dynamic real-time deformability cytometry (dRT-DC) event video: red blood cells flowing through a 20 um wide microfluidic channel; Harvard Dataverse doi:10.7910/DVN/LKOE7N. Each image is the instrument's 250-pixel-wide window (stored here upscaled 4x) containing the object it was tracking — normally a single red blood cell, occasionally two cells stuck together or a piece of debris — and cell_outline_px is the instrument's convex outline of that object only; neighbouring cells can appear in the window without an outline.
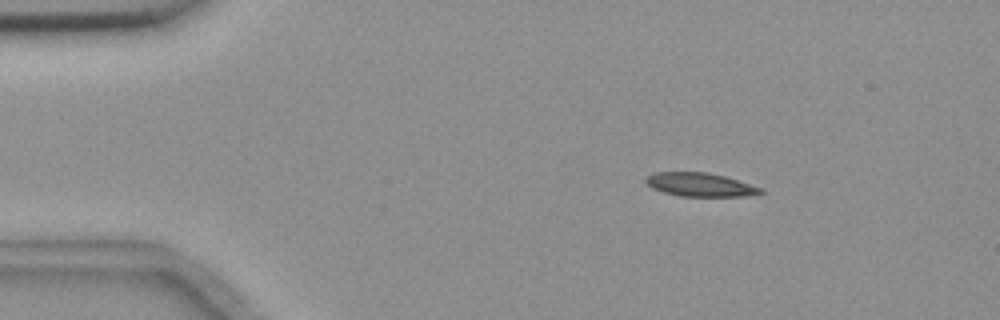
{"species": "common noctule bat (a hibernating species)", "species_latin": "Nyctalus noctula", "temperature_condition": "room temperature", "stored_images_in_passage": 55, "camera_frame_rate_fps": 3000, "um_per_image_px": 0.085, "animal": {"sex": "female", "body_mass_g": 18.4}, "frame": {"image": 1, "passage_image": 8, "time_ms": 2.333, "image_size_px": [1000, 320], "cell_outline_px": [[764, 192], [744, 196], [680, 196], [664, 192], [652, 188], [644, 180], [648, 176], [656, 172], [708, 172], [724, 176], [764, 188]], "centroid_in_image_um": [59.52, 15.69], "position_along_channel_um": 25.5, "area_um2": 15.66}}
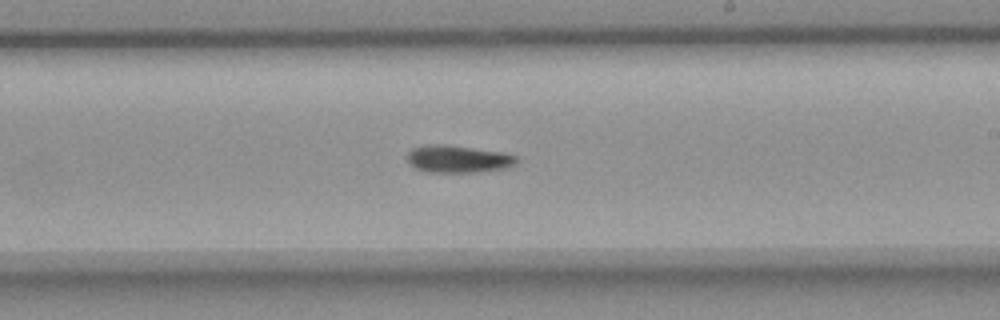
{"frame": {"image": 2, "passage_image": 32, "time_ms": 10.333, "image_size_px": [1000, 320], "cell_outline_px": [[520, 160], [516, 164], [508, 168], [476, 172], [428, 172], [416, 168], [408, 164], [408, 152], [412, 148], [424, 144], [448, 144], [504, 152], [516, 156]], "centroid_in_image_um": [38.96, 13.5], "position_along_channel_um": 250.0, "area_um2": 17.8}}
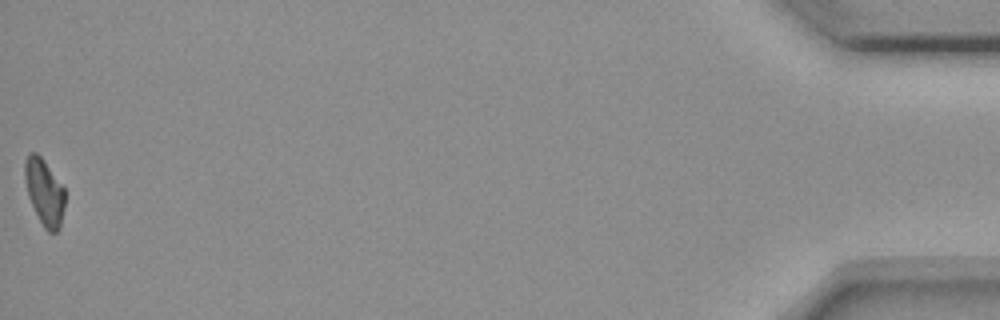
{"frame": {"image": 3, "passage_image": 55, "time_ms": 18.0, "image_size_px": [1000, 320], "cell_outline_px": [[64, 208], [60, 228], [56, 232], [48, 232], [44, 228], [28, 196], [24, 176], [24, 160], [28, 152], [36, 152], [44, 160], [64, 188]], "centroid_in_image_um": [3.76, 16.3], "position_along_channel_um": 431.4, "area_um2": 15.43}}